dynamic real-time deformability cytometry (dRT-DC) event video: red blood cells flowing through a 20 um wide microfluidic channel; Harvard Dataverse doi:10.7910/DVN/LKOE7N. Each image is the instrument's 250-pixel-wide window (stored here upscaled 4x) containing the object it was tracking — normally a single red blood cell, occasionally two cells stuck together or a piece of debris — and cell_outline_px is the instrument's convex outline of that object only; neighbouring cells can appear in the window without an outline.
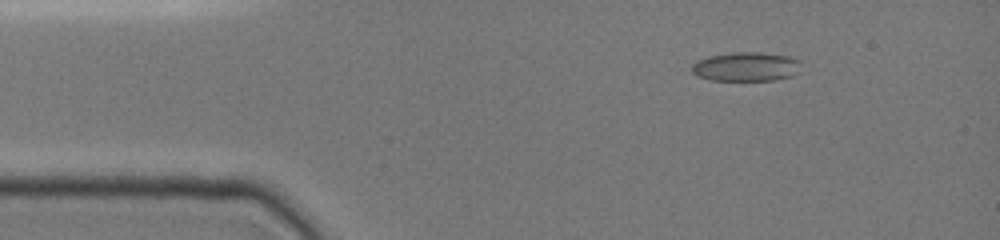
{"species": "common noctule bat (a hibernating species)", "species_latin": "Nyctalus noctula", "temperature_condition": "cold", "stored_images_in_passage": 4, "camera_frame_rate_fps": 3000, "um_per_image_px": 0.085, "animal": {"sex": "female", "body_mass_g": 19.0, "forearm_length_mm": 51.5}, "frame": {"image": 1, "passage_image": 2, "time_ms": 1.0, "image_size_px": [1000, 240], "cell_outline_px": [[800, 60], [792, 76], [776, 80], [708, 80], [696, 76], [692, 72], [692, 64], [696, 60], [708, 56], [732, 52], [760, 52], [788, 56]], "centroid_in_image_um": [63.33, 5.66], "position_along_channel_um": 21.7, "area_um2": 18.5}}
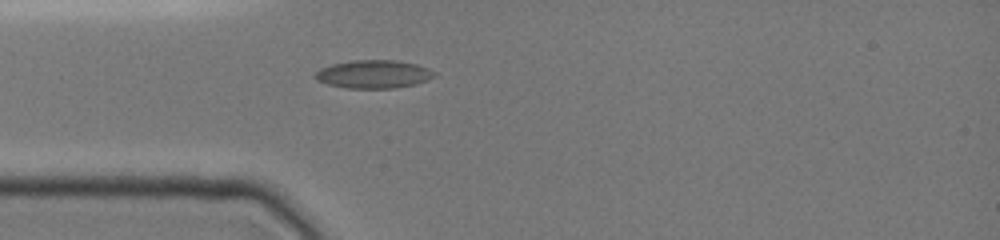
{"frame": {"image": 2, "passage_image": 4, "time_ms": 3.333, "image_size_px": [1000, 240], "cell_outline_px": [[436, 76], [428, 80], [416, 84], [396, 88], [348, 88], [328, 84], [316, 80], [312, 76], [320, 68], [332, 64], [352, 60], [392, 60], [416, 64], [428, 68], [436, 72]], "centroid_in_image_um": [31.76, 6.31], "position_along_channel_um": 53.2, "area_um2": 19.65}}